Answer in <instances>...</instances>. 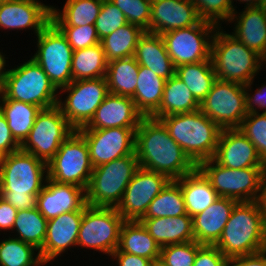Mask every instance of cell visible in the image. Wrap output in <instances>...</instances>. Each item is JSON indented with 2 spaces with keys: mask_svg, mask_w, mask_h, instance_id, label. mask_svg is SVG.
<instances>
[{
  "mask_svg": "<svg viewBox=\"0 0 266 266\" xmlns=\"http://www.w3.org/2000/svg\"><path fill=\"white\" fill-rule=\"evenodd\" d=\"M135 154L139 167L165 174L170 180L179 179L197 168L171 138L164 124L153 117H143L136 129Z\"/></svg>",
  "mask_w": 266,
  "mask_h": 266,
  "instance_id": "obj_1",
  "label": "cell"
},
{
  "mask_svg": "<svg viewBox=\"0 0 266 266\" xmlns=\"http://www.w3.org/2000/svg\"><path fill=\"white\" fill-rule=\"evenodd\" d=\"M48 178L47 163L21 149L5 156L0 198L18 211L36 207V196Z\"/></svg>",
  "mask_w": 266,
  "mask_h": 266,
  "instance_id": "obj_2",
  "label": "cell"
},
{
  "mask_svg": "<svg viewBox=\"0 0 266 266\" xmlns=\"http://www.w3.org/2000/svg\"><path fill=\"white\" fill-rule=\"evenodd\" d=\"M214 245L227 259L266 249V222L257 201L235 205Z\"/></svg>",
  "mask_w": 266,
  "mask_h": 266,
  "instance_id": "obj_3",
  "label": "cell"
},
{
  "mask_svg": "<svg viewBox=\"0 0 266 266\" xmlns=\"http://www.w3.org/2000/svg\"><path fill=\"white\" fill-rule=\"evenodd\" d=\"M159 120L171 138L196 165L214 157L222 129L200 109L190 113L163 116Z\"/></svg>",
  "mask_w": 266,
  "mask_h": 266,
  "instance_id": "obj_4",
  "label": "cell"
},
{
  "mask_svg": "<svg viewBox=\"0 0 266 266\" xmlns=\"http://www.w3.org/2000/svg\"><path fill=\"white\" fill-rule=\"evenodd\" d=\"M229 33L221 26L213 35L211 60L215 74L218 80L248 84L263 68V59Z\"/></svg>",
  "mask_w": 266,
  "mask_h": 266,
  "instance_id": "obj_5",
  "label": "cell"
},
{
  "mask_svg": "<svg viewBox=\"0 0 266 266\" xmlns=\"http://www.w3.org/2000/svg\"><path fill=\"white\" fill-rule=\"evenodd\" d=\"M18 65L8 69L0 86V99L26 102L41 109L58 105L59 90L43 69L32 58Z\"/></svg>",
  "mask_w": 266,
  "mask_h": 266,
  "instance_id": "obj_6",
  "label": "cell"
},
{
  "mask_svg": "<svg viewBox=\"0 0 266 266\" xmlns=\"http://www.w3.org/2000/svg\"><path fill=\"white\" fill-rule=\"evenodd\" d=\"M138 168L135 153L94 167L86 189L87 205L116 208Z\"/></svg>",
  "mask_w": 266,
  "mask_h": 266,
  "instance_id": "obj_7",
  "label": "cell"
},
{
  "mask_svg": "<svg viewBox=\"0 0 266 266\" xmlns=\"http://www.w3.org/2000/svg\"><path fill=\"white\" fill-rule=\"evenodd\" d=\"M197 168L210 181L219 197L238 202L257 201L264 167L231 169L221 166L212 158L201 161Z\"/></svg>",
  "mask_w": 266,
  "mask_h": 266,
  "instance_id": "obj_8",
  "label": "cell"
},
{
  "mask_svg": "<svg viewBox=\"0 0 266 266\" xmlns=\"http://www.w3.org/2000/svg\"><path fill=\"white\" fill-rule=\"evenodd\" d=\"M93 165L85 138L75 130L47 163L48 178L87 189Z\"/></svg>",
  "mask_w": 266,
  "mask_h": 266,
  "instance_id": "obj_9",
  "label": "cell"
},
{
  "mask_svg": "<svg viewBox=\"0 0 266 266\" xmlns=\"http://www.w3.org/2000/svg\"><path fill=\"white\" fill-rule=\"evenodd\" d=\"M124 221L115 207L87 205L83 210L77 246L111 256L118 248Z\"/></svg>",
  "mask_w": 266,
  "mask_h": 266,
  "instance_id": "obj_10",
  "label": "cell"
},
{
  "mask_svg": "<svg viewBox=\"0 0 266 266\" xmlns=\"http://www.w3.org/2000/svg\"><path fill=\"white\" fill-rule=\"evenodd\" d=\"M36 37L37 51L31 58L58 90L69 85L72 82L73 48L66 37L52 22Z\"/></svg>",
  "mask_w": 266,
  "mask_h": 266,
  "instance_id": "obj_11",
  "label": "cell"
},
{
  "mask_svg": "<svg viewBox=\"0 0 266 266\" xmlns=\"http://www.w3.org/2000/svg\"><path fill=\"white\" fill-rule=\"evenodd\" d=\"M74 131L58 105L41 109L20 149L48 163Z\"/></svg>",
  "mask_w": 266,
  "mask_h": 266,
  "instance_id": "obj_12",
  "label": "cell"
},
{
  "mask_svg": "<svg viewBox=\"0 0 266 266\" xmlns=\"http://www.w3.org/2000/svg\"><path fill=\"white\" fill-rule=\"evenodd\" d=\"M66 93L67 96L62 101V95ZM108 94L105 77L72 81L59 90L61 98L58 100V106L69 124L78 130L90 122Z\"/></svg>",
  "mask_w": 266,
  "mask_h": 266,
  "instance_id": "obj_13",
  "label": "cell"
},
{
  "mask_svg": "<svg viewBox=\"0 0 266 266\" xmlns=\"http://www.w3.org/2000/svg\"><path fill=\"white\" fill-rule=\"evenodd\" d=\"M199 109L221 129L239 128L247 115L244 85L217 79Z\"/></svg>",
  "mask_w": 266,
  "mask_h": 266,
  "instance_id": "obj_14",
  "label": "cell"
},
{
  "mask_svg": "<svg viewBox=\"0 0 266 266\" xmlns=\"http://www.w3.org/2000/svg\"><path fill=\"white\" fill-rule=\"evenodd\" d=\"M217 26L200 21L194 26L162 34L167 53L176 67L211 60V43Z\"/></svg>",
  "mask_w": 266,
  "mask_h": 266,
  "instance_id": "obj_15",
  "label": "cell"
},
{
  "mask_svg": "<svg viewBox=\"0 0 266 266\" xmlns=\"http://www.w3.org/2000/svg\"><path fill=\"white\" fill-rule=\"evenodd\" d=\"M169 181L165 174L139 167L127 185L116 210L125 221H139L145 215L149 204Z\"/></svg>",
  "mask_w": 266,
  "mask_h": 266,
  "instance_id": "obj_16",
  "label": "cell"
},
{
  "mask_svg": "<svg viewBox=\"0 0 266 266\" xmlns=\"http://www.w3.org/2000/svg\"><path fill=\"white\" fill-rule=\"evenodd\" d=\"M137 128L78 129L85 138L93 167L135 153Z\"/></svg>",
  "mask_w": 266,
  "mask_h": 266,
  "instance_id": "obj_17",
  "label": "cell"
},
{
  "mask_svg": "<svg viewBox=\"0 0 266 266\" xmlns=\"http://www.w3.org/2000/svg\"><path fill=\"white\" fill-rule=\"evenodd\" d=\"M52 5L40 0H7L0 5V29H30L37 36L51 22Z\"/></svg>",
  "mask_w": 266,
  "mask_h": 266,
  "instance_id": "obj_18",
  "label": "cell"
},
{
  "mask_svg": "<svg viewBox=\"0 0 266 266\" xmlns=\"http://www.w3.org/2000/svg\"><path fill=\"white\" fill-rule=\"evenodd\" d=\"M86 206V189L49 178L36 196V208L47 220L66 212L83 211Z\"/></svg>",
  "mask_w": 266,
  "mask_h": 266,
  "instance_id": "obj_19",
  "label": "cell"
},
{
  "mask_svg": "<svg viewBox=\"0 0 266 266\" xmlns=\"http://www.w3.org/2000/svg\"><path fill=\"white\" fill-rule=\"evenodd\" d=\"M82 216L83 211H72L47 221L44 244L39 250L43 263H51L58 256L62 257L69 248L77 247Z\"/></svg>",
  "mask_w": 266,
  "mask_h": 266,
  "instance_id": "obj_20",
  "label": "cell"
},
{
  "mask_svg": "<svg viewBox=\"0 0 266 266\" xmlns=\"http://www.w3.org/2000/svg\"><path fill=\"white\" fill-rule=\"evenodd\" d=\"M213 159L223 167L244 169L265 167L256 147L238 129H222Z\"/></svg>",
  "mask_w": 266,
  "mask_h": 266,
  "instance_id": "obj_21",
  "label": "cell"
},
{
  "mask_svg": "<svg viewBox=\"0 0 266 266\" xmlns=\"http://www.w3.org/2000/svg\"><path fill=\"white\" fill-rule=\"evenodd\" d=\"M201 21L191 0H155L151 4L150 33L164 34Z\"/></svg>",
  "mask_w": 266,
  "mask_h": 266,
  "instance_id": "obj_22",
  "label": "cell"
},
{
  "mask_svg": "<svg viewBox=\"0 0 266 266\" xmlns=\"http://www.w3.org/2000/svg\"><path fill=\"white\" fill-rule=\"evenodd\" d=\"M143 117L131 97L109 93L90 122L80 129L138 128Z\"/></svg>",
  "mask_w": 266,
  "mask_h": 266,
  "instance_id": "obj_23",
  "label": "cell"
},
{
  "mask_svg": "<svg viewBox=\"0 0 266 266\" xmlns=\"http://www.w3.org/2000/svg\"><path fill=\"white\" fill-rule=\"evenodd\" d=\"M238 201L219 197L203 212L192 217L194 241L202 245H214L231 216Z\"/></svg>",
  "mask_w": 266,
  "mask_h": 266,
  "instance_id": "obj_24",
  "label": "cell"
},
{
  "mask_svg": "<svg viewBox=\"0 0 266 266\" xmlns=\"http://www.w3.org/2000/svg\"><path fill=\"white\" fill-rule=\"evenodd\" d=\"M242 10L233 12L228 22H235L231 34L263 58L266 54V8L250 7Z\"/></svg>",
  "mask_w": 266,
  "mask_h": 266,
  "instance_id": "obj_25",
  "label": "cell"
},
{
  "mask_svg": "<svg viewBox=\"0 0 266 266\" xmlns=\"http://www.w3.org/2000/svg\"><path fill=\"white\" fill-rule=\"evenodd\" d=\"M134 57L139 66L147 67L165 80L175 75L176 68L160 34L145 31L138 39Z\"/></svg>",
  "mask_w": 266,
  "mask_h": 266,
  "instance_id": "obj_26",
  "label": "cell"
},
{
  "mask_svg": "<svg viewBox=\"0 0 266 266\" xmlns=\"http://www.w3.org/2000/svg\"><path fill=\"white\" fill-rule=\"evenodd\" d=\"M139 221L160 248L194 241L192 217L188 214L176 217L141 218Z\"/></svg>",
  "mask_w": 266,
  "mask_h": 266,
  "instance_id": "obj_27",
  "label": "cell"
},
{
  "mask_svg": "<svg viewBox=\"0 0 266 266\" xmlns=\"http://www.w3.org/2000/svg\"><path fill=\"white\" fill-rule=\"evenodd\" d=\"M176 181L181 187L186 211L190 217L203 212L219 198L210 181L198 168Z\"/></svg>",
  "mask_w": 266,
  "mask_h": 266,
  "instance_id": "obj_28",
  "label": "cell"
},
{
  "mask_svg": "<svg viewBox=\"0 0 266 266\" xmlns=\"http://www.w3.org/2000/svg\"><path fill=\"white\" fill-rule=\"evenodd\" d=\"M117 249L121 252L150 259L153 262H157L160 259V246L140 221L123 222Z\"/></svg>",
  "mask_w": 266,
  "mask_h": 266,
  "instance_id": "obj_29",
  "label": "cell"
},
{
  "mask_svg": "<svg viewBox=\"0 0 266 266\" xmlns=\"http://www.w3.org/2000/svg\"><path fill=\"white\" fill-rule=\"evenodd\" d=\"M199 108L200 103L189 88L174 75L165 81L160 107L151 117L159 119L163 116L194 112Z\"/></svg>",
  "mask_w": 266,
  "mask_h": 266,
  "instance_id": "obj_30",
  "label": "cell"
},
{
  "mask_svg": "<svg viewBox=\"0 0 266 266\" xmlns=\"http://www.w3.org/2000/svg\"><path fill=\"white\" fill-rule=\"evenodd\" d=\"M165 81L147 67L139 66L137 86L131 98L144 117H151L159 109Z\"/></svg>",
  "mask_w": 266,
  "mask_h": 266,
  "instance_id": "obj_31",
  "label": "cell"
},
{
  "mask_svg": "<svg viewBox=\"0 0 266 266\" xmlns=\"http://www.w3.org/2000/svg\"><path fill=\"white\" fill-rule=\"evenodd\" d=\"M60 9L52 5L51 22L55 26L94 25L103 0H65Z\"/></svg>",
  "mask_w": 266,
  "mask_h": 266,
  "instance_id": "obj_32",
  "label": "cell"
},
{
  "mask_svg": "<svg viewBox=\"0 0 266 266\" xmlns=\"http://www.w3.org/2000/svg\"><path fill=\"white\" fill-rule=\"evenodd\" d=\"M40 111L39 106L30 103L0 99V112L7 120L13 137L20 145L28 137Z\"/></svg>",
  "mask_w": 266,
  "mask_h": 266,
  "instance_id": "obj_33",
  "label": "cell"
},
{
  "mask_svg": "<svg viewBox=\"0 0 266 266\" xmlns=\"http://www.w3.org/2000/svg\"><path fill=\"white\" fill-rule=\"evenodd\" d=\"M138 69L134 56L109 61L105 75L109 93L132 97L137 86Z\"/></svg>",
  "mask_w": 266,
  "mask_h": 266,
  "instance_id": "obj_34",
  "label": "cell"
},
{
  "mask_svg": "<svg viewBox=\"0 0 266 266\" xmlns=\"http://www.w3.org/2000/svg\"><path fill=\"white\" fill-rule=\"evenodd\" d=\"M175 75L185 83L199 103L217 80L212 60L180 65L176 67Z\"/></svg>",
  "mask_w": 266,
  "mask_h": 266,
  "instance_id": "obj_35",
  "label": "cell"
},
{
  "mask_svg": "<svg viewBox=\"0 0 266 266\" xmlns=\"http://www.w3.org/2000/svg\"><path fill=\"white\" fill-rule=\"evenodd\" d=\"M108 61L102 44L73 51L72 81L105 77Z\"/></svg>",
  "mask_w": 266,
  "mask_h": 266,
  "instance_id": "obj_36",
  "label": "cell"
},
{
  "mask_svg": "<svg viewBox=\"0 0 266 266\" xmlns=\"http://www.w3.org/2000/svg\"><path fill=\"white\" fill-rule=\"evenodd\" d=\"M144 32L139 26L128 23L104 37L100 43L107 61L134 56L138 39Z\"/></svg>",
  "mask_w": 266,
  "mask_h": 266,
  "instance_id": "obj_37",
  "label": "cell"
},
{
  "mask_svg": "<svg viewBox=\"0 0 266 266\" xmlns=\"http://www.w3.org/2000/svg\"><path fill=\"white\" fill-rule=\"evenodd\" d=\"M187 214L184 196L179 183L170 180L149 204L142 218L176 217Z\"/></svg>",
  "mask_w": 266,
  "mask_h": 266,
  "instance_id": "obj_38",
  "label": "cell"
},
{
  "mask_svg": "<svg viewBox=\"0 0 266 266\" xmlns=\"http://www.w3.org/2000/svg\"><path fill=\"white\" fill-rule=\"evenodd\" d=\"M47 221L36 207L30 210H20L17 212L12 232L16 233L15 238L40 250L46 236Z\"/></svg>",
  "mask_w": 266,
  "mask_h": 266,
  "instance_id": "obj_39",
  "label": "cell"
},
{
  "mask_svg": "<svg viewBox=\"0 0 266 266\" xmlns=\"http://www.w3.org/2000/svg\"><path fill=\"white\" fill-rule=\"evenodd\" d=\"M0 241V266H44L33 245L10 237ZM37 252V253H36Z\"/></svg>",
  "mask_w": 266,
  "mask_h": 266,
  "instance_id": "obj_40",
  "label": "cell"
},
{
  "mask_svg": "<svg viewBox=\"0 0 266 266\" xmlns=\"http://www.w3.org/2000/svg\"><path fill=\"white\" fill-rule=\"evenodd\" d=\"M202 21L221 27V22H229L237 9L232 0H191ZM235 6V7H234Z\"/></svg>",
  "mask_w": 266,
  "mask_h": 266,
  "instance_id": "obj_41",
  "label": "cell"
},
{
  "mask_svg": "<svg viewBox=\"0 0 266 266\" xmlns=\"http://www.w3.org/2000/svg\"><path fill=\"white\" fill-rule=\"evenodd\" d=\"M256 147L266 164V113H247L238 128Z\"/></svg>",
  "mask_w": 266,
  "mask_h": 266,
  "instance_id": "obj_42",
  "label": "cell"
},
{
  "mask_svg": "<svg viewBox=\"0 0 266 266\" xmlns=\"http://www.w3.org/2000/svg\"><path fill=\"white\" fill-rule=\"evenodd\" d=\"M203 245L196 241L161 247L159 261L164 266H193L197 251Z\"/></svg>",
  "mask_w": 266,
  "mask_h": 266,
  "instance_id": "obj_43",
  "label": "cell"
},
{
  "mask_svg": "<svg viewBox=\"0 0 266 266\" xmlns=\"http://www.w3.org/2000/svg\"><path fill=\"white\" fill-rule=\"evenodd\" d=\"M126 24H128V21L123 12L110 0H103L94 24L100 41Z\"/></svg>",
  "mask_w": 266,
  "mask_h": 266,
  "instance_id": "obj_44",
  "label": "cell"
},
{
  "mask_svg": "<svg viewBox=\"0 0 266 266\" xmlns=\"http://www.w3.org/2000/svg\"><path fill=\"white\" fill-rule=\"evenodd\" d=\"M126 16L128 23L149 31L151 4L149 0H110Z\"/></svg>",
  "mask_w": 266,
  "mask_h": 266,
  "instance_id": "obj_45",
  "label": "cell"
},
{
  "mask_svg": "<svg viewBox=\"0 0 266 266\" xmlns=\"http://www.w3.org/2000/svg\"><path fill=\"white\" fill-rule=\"evenodd\" d=\"M66 37L73 51L92 47L100 43L94 25L85 26H56Z\"/></svg>",
  "mask_w": 266,
  "mask_h": 266,
  "instance_id": "obj_46",
  "label": "cell"
},
{
  "mask_svg": "<svg viewBox=\"0 0 266 266\" xmlns=\"http://www.w3.org/2000/svg\"><path fill=\"white\" fill-rule=\"evenodd\" d=\"M253 83L254 80L244 85L246 111L260 113L262 110V113H266V84L259 86L253 93L251 89Z\"/></svg>",
  "mask_w": 266,
  "mask_h": 266,
  "instance_id": "obj_47",
  "label": "cell"
},
{
  "mask_svg": "<svg viewBox=\"0 0 266 266\" xmlns=\"http://www.w3.org/2000/svg\"><path fill=\"white\" fill-rule=\"evenodd\" d=\"M227 261L215 245H203L197 251L193 266H226Z\"/></svg>",
  "mask_w": 266,
  "mask_h": 266,
  "instance_id": "obj_48",
  "label": "cell"
},
{
  "mask_svg": "<svg viewBox=\"0 0 266 266\" xmlns=\"http://www.w3.org/2000/svg\"><path fill=\"white\" fill-rule=\"evenodd\" d=\"M19 149L20 144L13 137L7 120L0 112V151L8 155Z\"/></svg>",
  "mask_w": 266,
  "mask_h": 266,
  "instance_id": "obj_49",
  "label": "cell"
},
{
  "mask_svg": "<svg viewBox=\"0 0 266 266\" xmlns=\"http://www.w3.org/2000/svg\"><path fill=\"white\" fill-rule=\"evenodd\" d=\"M112 261H116L118 266H151L154 262L150 259L140 257L116 249L110 256Z\"/></svg>",
  "mask_w": 266,
  "mask_h": 266,
  "instance_id": "obj_50",
  "label": "cell"
},
{
  "mask_svg": "<svg viewBox=\"0 0 266 266\" xmlns=\"http://www.w3.org/2000/svg\"><path fill=\"white\" fill-rule=\"evenodd\" d=\"M226 266H266V249L249 255L229 258Z\"/></svg>",
  "mask_w": 266,
  "mask_h": 266,
  "instance_id": "obj_51",
  "label": "cell"
},
{
  "mask_svg": "<svg viewBox=\"0 0 266 266\" xmlns=\"http://www.w3.org/2000/svg\"><path fill=\"white\" fill-rule=\"evenodd\" d=\"M17 212L15 207L0 198V231H12Z\"/></svg>",
  "mask_w": 266,
  "mask_h": 266,
  "instance_id": "obj_52",
  "label": "cell"
},
{
  "mask_svg": "<svg viewBox=\"0 0 266 266\" xmlns=\"http://www.w3.org/2000/svg\"><path fill=\"white\" fill-rule=\"evenodd\" d=\"M260 211L263 214L264 221L266 222V165L263 169L260 183V192L257 198Z\"/></svg>",
  "mask_w": 266,
  "mask_h": 266,
  "instance_id": "obj_53",
  "label": "cell"
},
{
  "mask_svg": "<svg viewBox=\"0 0 266 266\" xmlns=\"http://www.w3.org/2000/svg\"><path fill=\"white\" fill-rule=\"evenodd\" d=\"M6 55L3 54V52H0V86L2 85L4 78L6 77L7 73H8V68L6 69V59H8L7 57H5Z\"/></svg>",
  "mask_w": 266,
  "mask_h": 266,
  "instance_id": "obj_54",
  "label": "cell"
},
{
  "mask_svg": "<svg viewBox=\"0 0 266 266\" xmlns=\"http://www.w3.org/2000/svg\"><path fill=\"white\" fill-rule=\"evenodd\" d=\"M238 1L240 3H244L245 2V6L244 8H250V7H261V0H235ZM232 2L234 3V0H232Z\"/></svg>",
  "mask_w": 266,
  "mask_h": 266,
  "instance_id": "obj_55",
  "label": "cell"
},
{
  "mask_svg": "<svg viewBox=\"0 0 266 266\" xmlns=\"http://www.w3.org/2000/svg\"><path fill=\"white\" fill-rule=\"evenodd\" d=\"M6 154L0 151V174L3 169V164H4V159H5Z\"/></svg>",
  "mask_w": 266,
  "mask_h": 266,
  "instance_id": "obj_56",
  "label": "cell"
},
{
  "mask_svg": "<svg viewBox=\"0 0 266 266\" xmlns=\"http://www.w3.org/2000/svg\"><path fill=\"white\" fill-rule=\"evenodd\" d=\"M151 266H164L160 261L154 262Z\"/></svg>",
  "mask_w": 266,
  "mask_h": 266,
  "instance_id": "obj_57",
  "label": "cell"
},
{
  "mask_svg": "<svg viewBox=\"0 0 266 266\" xmlns=\"http://www.w3.org/2000/svg\"><path fill=\"white\" fill-rule=\"evenodd\" d=\"M262 59H263L264 65H265L266 64V54ZM265 68H266V66H265Z\"/></svg>",
  "mask_w": 266,
  "mask_h": 266,
  "instance_id": "obj_58",
  "label": "cell"
},
{
  "mask_svg": "<svg viewBox=\"0 0 266 266\" xmlns=\"http://www.w3.org/2000/svg\"><path fill=\"white\" fill-rule=\"evenodd\" d=\"M4 1H7V0H0V5H1Z\"/></svg>",
  "mask_w": 266,
  "mask_h": 266,
  "instance_id": "obj_59",
  "label": "cell"
}]
</instances>
